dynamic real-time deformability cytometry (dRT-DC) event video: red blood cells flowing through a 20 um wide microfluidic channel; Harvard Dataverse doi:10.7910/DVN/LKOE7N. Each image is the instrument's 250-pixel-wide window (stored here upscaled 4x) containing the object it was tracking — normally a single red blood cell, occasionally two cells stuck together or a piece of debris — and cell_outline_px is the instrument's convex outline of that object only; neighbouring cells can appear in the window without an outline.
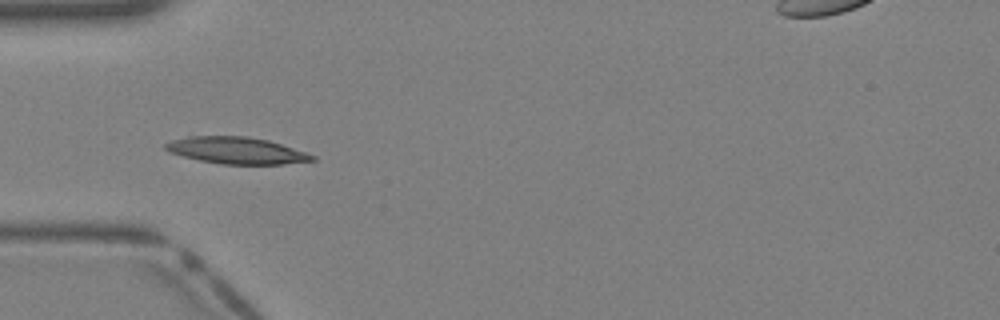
{"species": "Egyptian fruit bat (a non-hibernating species)", "species_latin": "Rousettus aegyptiacus", "temperature_condition": "warm", "stored_images_in_passage": 29, "segment_of_instrument_passage": [1, 2], "camera_frame_rate_fps": 3000, "um_per_image_px": 0.085, "animal": {"sex": "female"}, "frame": {"image": 1, "passage_image": 1, "time_ms": 0.0, "image_size_px": [1000, 320], "cell_outline_px": [[316, 160], [284, 164], [220, 164], [200, 160], [168, 152], [164, 148], [164, 144], [172, 140], [188, 136], [248, 136], [268, 140], [316, 156]], "centroid_in_image_um": [20.07, 12.79], "position_along_channel_um": 64.9, "area_um2": 22.72}}
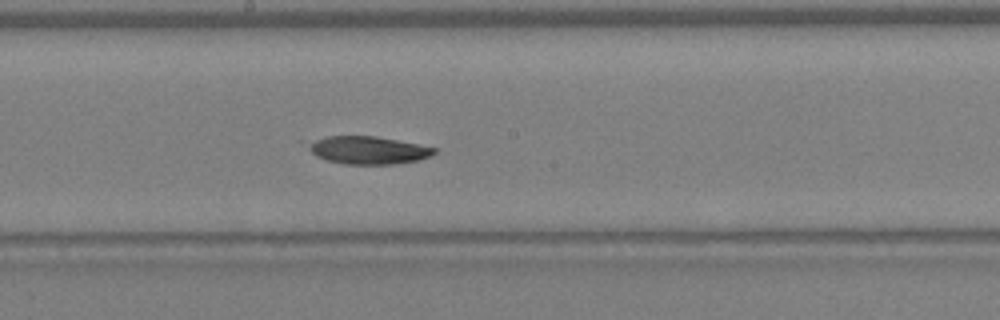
{"frame": {"image": 2, "passage_image": 10, "time_ms": 3.0, "image_size_px": [1000, 320], "cell_outline_px": [[436, 152], [432, 156], [420, 160], [392, 164], [344, 164], [328, 160], [316, 156], [296, 140], [328, 136], [376, 136], [436, 148]], "centroid_in_image_um": [31.12, 12.74], "position_along_channel_um": 217.1, "area_um2": 20.98}}
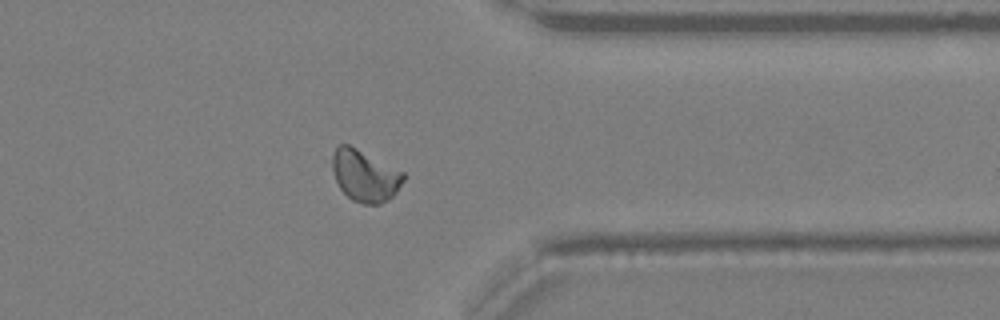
{"frame": {"image": 3, "passage_image": 20, "time_ms": 6.333, "image_size_px": [1000, 320], "cell_outline_px": [[404, 180], [396, 192], [388, 200], [380, 204], [364, 204], [352, 200], [340, 188], [324, 160], [340, 144], [348, 144], [404, 172]], "centroid_in_image_um": [30.9, 14.9], "position_along_channel_um": 380.5, "area_um2": 21.96}}